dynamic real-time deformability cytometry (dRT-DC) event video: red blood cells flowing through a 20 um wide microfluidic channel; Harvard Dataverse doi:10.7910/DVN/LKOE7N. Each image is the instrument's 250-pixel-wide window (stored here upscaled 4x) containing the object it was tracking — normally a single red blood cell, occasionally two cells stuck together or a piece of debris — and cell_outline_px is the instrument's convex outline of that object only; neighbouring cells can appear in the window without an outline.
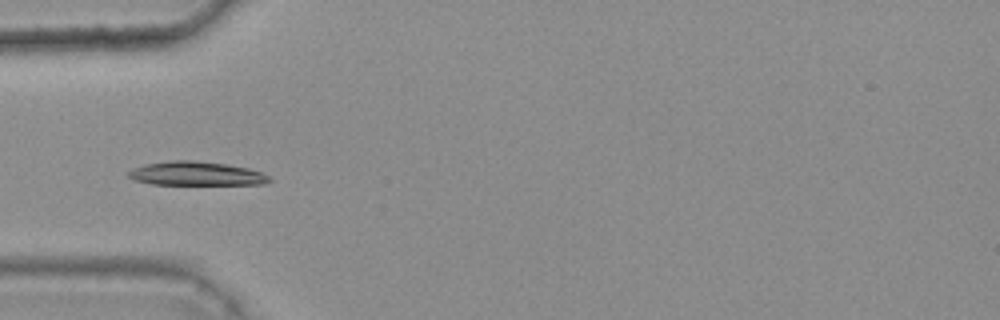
{"species": "common noctule bat (a hibernating species)", "species_latin": "Nyctalus noctula", "temperature_condition": "warm", "stored_images_in_passage": 46, "camera_frame_rate_fps": 3000, "um_per_image_px": 0.085, "animal": {"sex": "female", "body_mass_g": 25.1}, "frame": {"image": 1, "passage_image": 17, "time_ms": 5.333, "image_size_px": [1000, 320], "cell_outline_px": [[272, 180], [264, 184], [152, 184], [136, 180], [128, 176], [128, 172], [132, 168], [144, 164], [168, 160], [196, 160], [228, 164], [248, 168], [260, 172], [268, 176]], "centroid_in_image_um": [16.66, 14.74], "position_along_channel_um": 68.3, "area_um2": 19.59}}
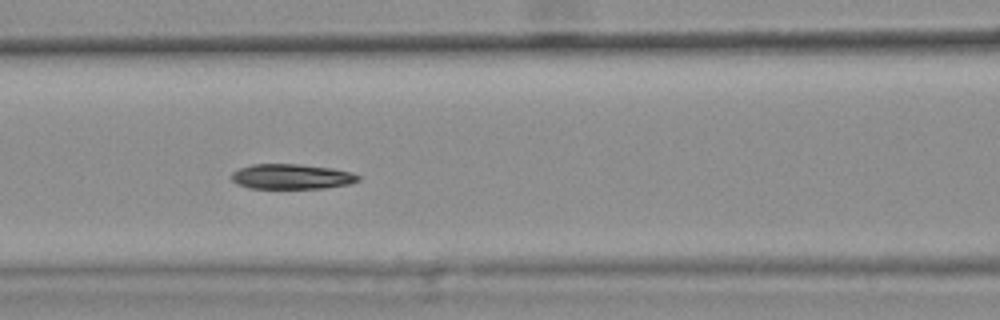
{"frame": {"image": 2, "passage_image": 23, "time_ms": 7.333, "image_size_px": [1000, 320], "cell_outline_px": [[360, 180], [348, 184], [324, 188], [248, 188], [236, 184], [232, 180], [232, 172], [240, 168], [252, 164], [300, 164], [332, 168], [352, 172], [360, 176]], "centroid_in_image_um": [24.78, 15.01], "position_along_channel_um": 141.8, "area_um2": 18.55}}
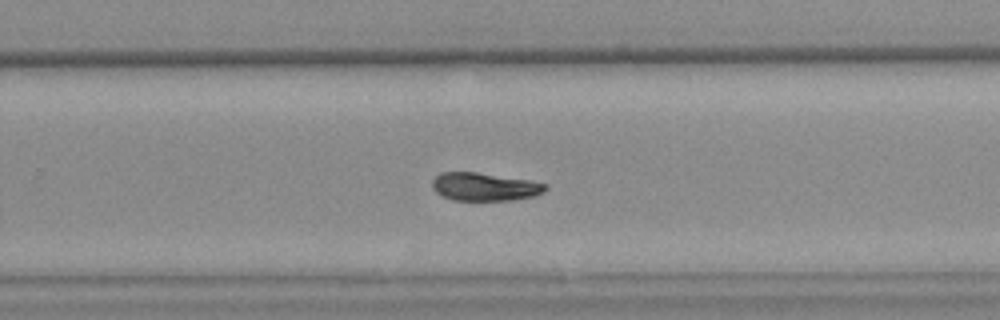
{"frame": {"image": 3, "passage_image": 35, "time_ms": 11.333, "image_size_px": [1000, 320], "cell_outline_px": [[548, 188], [544, 192], [536, 196], [512, 200], [452, 200], [436, 192], [432, 188], [432, 180], [440, 172], [476, 172], [528, 180], [548, 184]], "centroid_in_image_um": [41.21, 15.87], "position_along_channel_um": 288.6, "area_um2": 18.55}, "authors_computed_cell_mechanics": {"area_um2": 19.4786, "velocity_mm_per_s": 3.6822, "shape_relaxation_time_tau1_ms": 6.3366, "shape_relaxation_time_tau2_ms": null, "deformation_change_tau1": 0.1678, "deformation_change_tau2": null}}